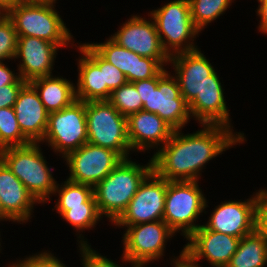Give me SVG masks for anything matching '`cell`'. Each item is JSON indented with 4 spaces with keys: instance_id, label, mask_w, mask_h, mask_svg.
<instances>
[{
    "instance_id": "d4e9b609",
    "label": "cell",
    "mask_w": 267,
    "mask_h": 267,
    "mask_svg": "<svg viewBox=\"0 0 267 267\" xmlns=\"http://www.w3.org/2000/svg\"><path fill=\"white\" fill-rule=\"evenodd\" d=\"M53 196L55 198V206L52 211L61 216L65 211L70 210V207L76 206H97L94 196V187L76 183L65 179L61 183H57Z\"/></svg>"
},
{
    "instance_id": "8d00e7d4",
    "label": "cell",
    "mask_w": 267,
    "mask_h": 267,
    "mask_svg": "<svg viewBox=\"0 0 267 267\" xmlns=\"http://www.w3.org/2000/svg\"><path fill=\"white\" fill-rule=\"evenodd\" d=\"M8 62H0V87L14 84L20 78L18 70L10 69Z\"/></svg>"
},
{
    "instance_id": "52a82bcc",
    "label": "cell",
    "mask_w": 267,
    "mask_h": 267,
    "mask_svg": "<svg viewBox=\"0 0 267 267\" xmlns=\"http://www.w3.org/2000/svg\"><path fill=\"white\" fill-rule=\"evenodd\" d=\"M151 10L147 13L153 19L162 47L169 56L200 48L195 40L201 32L191 18L189 0H168Z\"/></svg>"
},
{
    "instance_id": "ee69618b",
    "label": "cell",
    "mask_w": 267,
    "mask_h": 267,
    "mask_svg": "<svg viewBox=\"0 0 267 267\" xmlns=\"http://www.w3.org/2000/svg\"><path fill=\"white\" fill-rule=\"evenodd\" d=\"M1 244H2V238H1V233H0V253H2L1 251L3 249Z\"/></svg>"
},
{
    "instance_id": "f35d334b",
    "label": "cell",
    "mask_w": 267,
    "mask_h": 267,
    "mask_svg": "<svg viewBox=\"0 0 267 267\" xmlns=\"http://www.w3.org/2000/svg\"><path fill=\"white\" fill-rule=\"evenodd\" d=\"M23 0H0V9L7 15L13 10L18 4L22 3Z\"/></svg>"
},
{
    "instance_id": "cb8c5ba5",
    "label": "cell",
    "mask_w": 267,
    "mask_h": 267,
    "mask_svg": "<svg viewBox=\"0 0 267 267\" xmlns=\"http://www.w3.org/2000/svg\"><path fill=\"white\" fill-rule=\"evenodd\" d=\"M37 91L48 113L57 112L76 101L75 83L63 75H50L29 82Z\"/></svg>"
},
{
    "instance_id": "4dcf8cb0",
    "label": "cell",
    "mask_w": 267,
    "mask_h": 267,
    "mask_svg": "<svg viewBox=\"0 0 267 267\" xmlns=\"http://www.w3.org/2000/svg\"><path fill=\"white\" fill-rule=\"evenodd\" d=\"M18 35L7 15L0 21V62L15 60Z\"/></svg>"
},
{
    "instance_id": "7a4b0ae2",
    "label": "cell",
    "mask_w": 267,
    "mask_h": 267,
    "mask_svg": "<svg viewBox=\"0 0 267 267\" xmlns=\"http://www.w3.org/2000/svg\"><path fill=\"white\" fill-rule=\"evenodd\" d=\"M149 158L145 164L134 161L132 157L123 159L94 187L99 213L111 226L126 210L142 181L153 170L152 158Z\"/></svg>"
},
{
    "instance_id": "9c48e42d",
    "label": "cell",
    "mask_w": 267,
    "mask_h": 267,
    "mask_svg": "<svg viewBox=\"0 0 267 267\" xmlns=\"http://www.w3.org/2000/svg\"><path fill=\"white\" fill-rule=\"evenodd\" d=\"M122 228L123 255L137 267L164 259L167 242L177 234L163 221H152L133 226H115Z\"/></svg>"
},
{
    "instance_id": "d590c367",
    "label": "cell",
    "mask_w": 267,
    "mask_h": 267,
    "mask_svg": "<svg viewBox=\"0 0 267 267\" xmlns=\"http://www.w3.org/2000/svg\"><path fill=\"white\" fill-rule=\"evenodd\" d=\"M26 83L20 77L14 84L0 87V108L13 107L21 88Z\"/></svg>"
},
{
    "instance_id": "7bdbcfd3",
    "label": "cell",
    "mask_w": 267,
    "mask_h": 267,
    "mask_svg": "<svg viewBox=\"0 0 267 267\" xmlns=\"http://www.w3.org/2000/svg\"><path fill=\"white\" fill-rule=\"evenodd\" d=\"M6 16V14L0 9V21Z\"/></svg>"
},
{
    "instance_id": "30bf717a",
    "label": "cell",
    "mask_w": 267,
    "mask_h": 267,
    "mask_svg": "<svg viewBox=\"0 0 267 267\" xmlns=\"http://www.w3.org/2000/svg\"><path fill=\"white\" fill-rule=\"evenodd\" d=\"M88 142L85 102L76 100L60 111L49 113L48 125L41 144L65 158Z\"/></svg>"
},
{
    "instance_id": "d6a6232c",
    "label": "cell",
    "mask_w": 267,
    "mask_h": 267,
    "mask_svg": "<svg viewBox=\"0 0 267 267\" xmlns=\"http://www.w3.org/2000/svg\"><path fill=\"white\" fill-rule=\"evenodd\" d=\"M25 258H16V261L8 262L11 267H68L65 261L56 257L50 250L43 249L42 251L26 255ZM61 259V260H60Z\"/></svg>"
},
{
    "instance_id": "ffe728a7",
    "label": "cell",
    "mask_w": 267,
    "mask_h": 267,
    "mask_svg": "<svg viewBox=\"0 0 267 267\" xmlns=\"http://www.w3.org/2000/svg\"><path fill=\"white\" fill-rule=\"evenodd\" d=\"M104 42L89 44L109 63L125 74L128 82L156 77L164 67L155 59L142 57L120 46L110 36Z\"/></svg>"
},
{
    "instance_id": "44dd1931",
    "label": "cell",
    "mask_w": 267,
    "mask_h": 267,
    "mask_svg": "<svg viewBox=\"0 0 267 267\" xmlns=\"http://www.w3.org/2000/svg\"><path fill=\"white\" fill-rule=\"evenodd\" d=\"M215 71L205 83L204 89L189 104L190 114L199 125H222L234 131L233 120L224 94V84ZM230 116V117H229Z\"/></svg>"
},
{
    "instance_id": "ab89813d",
    "label": "cell",
    "mask_w": 267,
    "mask_h": 267,
    "mask_svg": "<svg viewBox=\"0 0 267 267\" xmlns=\"http://www.w3.org/2000/svg\"><path fill=\"white\" fill-rule=\"evenodd\" d=\"M169 261L171 262H168V264H171L172 267H190L183 262V249L179 251L178 256L173 254L172 257H169Z\"/></svg>"
},
{
    "instance_id": "ac0fdd59",
    "label": "cell",
    "mask_w": 267,
    "mask_h": 267,
    "mask_svg": "<svg viewBox=\"0 0 267 267\" xmlns=\"http://www.w3.org/2000/svg\"><path fill=\"white\" fill-rule=\"evenodd\" d=\"M201 48L191 52H181L170 56L169 65L177 78L181 95L190 104L205 87L216 68L204 55Z\"/></svg>"
},
{
    "instance_id": "f1b7e54d",
    "label": "cell",
    "mask_w": 267,
    "mask_h": 267,
    "mask_svg": "<svg viewBox=\"0 0 267 267\" xmlns=\"http://www.w3.org/2000/svg\"><path fill=\"white\" fill-rule=\"evenodd\" d=\"M30 143L19 127L14 108H0V150Z\"/></svg>"
},
{
    "instance_id": "4fadbf2b",
    "label": "cell",
    "mask_w": 267,
    "mask_h": 267,
    "mask_svg": "<svg viewBox=\"0 0 267 267\" xmlns=\"http://www.w3.org/2000/svg\"><path fill=\"white\" fill-rule=\"evenodd\" d=\"M168 181L152 170L140 184L126 210L112 224L133 226L163 220Z\"/></svg>"
},
{
    "instance_id": "f546056e",
    "label": "cell",
    "mask_w": 267,
    "mask_h": 267,
    "mask_svg": "<svg viewBox=\"0 0 267 267\" xmlns=\"http://www.w3.org/2000/svg\"><path fill=\"white\" fill-rule=\"evenodd\" d=\"M108 101L125 117L143 108L141 97L132 82H127L114 90Z\"/></svg>"
},
{
    "instance_id": "8fae6325",
    "label": "cell",
    "mask_w": 267,
    "mask_h": 267,
    "mask_svg": "<svg viewBox=\"0 0 267 267\" xmlns=\"http://www.w3.org/2000/svg\"><path fill=\"white\" fill-rule=\"evenodd\" d=\"M241 238L207 230L201 225L183 245V262L190 267H203L206 262L211 267H226L237 251Z\"/></svg>"
},
{
    "instance_id": "83f0119b",
    "label": "cell",
    "mask_w": 267,
    "mask_h": 267,
    "mask_svg": "<svg viewBox=\"0 0 267 267\" xmlns=\"http://www.w3.org/2000/svg\"><path fill=\"white\" fill-rule=\"evenodd\" d=\"M236 0H189L191 18L202 33L210 23L223 16Z\"/></svg>"
},
{
    "instance_id": "2e32d148",
    "label": "cell",
    "mask_w": 267,
    "mask_h": 267,
    "mask_svg": "<svg viewBox=\"0 0 267 267\" xmlns=\"http://www.w3.org/2000/svg\"><path fill=\"white\" fill-rule=\"evenodd\" d=\"M75 49L79 54L76 59L78 76L75 82L76 100L101 101L109 100L111 91L104 84L103 57L89 44L76 42Z\"/></svg>"
},
{
    "instance_id": "b9f144b4",
    "label": "cell",
    "mask_w": 267,
    "mask_h": 267,
    "mask_svg": "<svg viewBox=\"0 0 267 267\" xmlns=\"http://www.w3.org/2000/svg\"><path fill=\"white\" fill-rule=\"evenodd\" d=\"M1 221H5V222H7V221H11V223L13 224L14 222L4 213V211H3V209H2V206H1V203H0V222ZM2 232V229H1V231H0V233Z\"/></svg>"
},
{
    "instance_id": "5b68a950",
    "label": "cell",
    "mask_w": 267,
    "mask_h": 267,
    "mask_svg": "<svg viewBox=\"0 0 267 267\" xmlns=\"http://www.w3.org/2000/svg\"><path fill=\"white\" fill-rule=\"evenodd\" d=\"M7 17L13 22L18 37L41 38L60 49L76 46V38H73L55 4L22 2Z\"/></svg>"
},
{
    "instance_id": "836d02e7",
    "label": "cell",
    "mask_w": 267,
    "mask_h": 267,
    "mask_svg": "<svg viewBox=\"0 0 267 267\" xmlns=\"http://www.w3.org/2000/svg\"><path fill=\"white\" fill-rule=\"evenodd\" d=\"M256 220L255 230L267 239V187L255 192Z\"/></svg>"
},
{
    "instance_id": "7c38bea8",
    "label": "cell",
    "mask_w": 267,
    "mask_h": 267,
    "mask_svg": "<svg viewBox=\"0 0 267 267\" xmlns=\"http://www.w3.org/2000/svg\"><path fill=\"white\" fill-rule=\"evenodd\" d=\"M62 160L70 172L67 179L95 187L123 159L115 151L87 142Z\"/></svg>"
},
{
    "instance_id": "74e56055",
    "label": "cell",
    "mask_w": 267,
    "mask_h": 267,
    "mask_svg": "<svg viewBox=\"0 0 267 267\" xmlns=\"http://www.w3.org/2000/svg\"><path fill=\"white\" fill-rule=\"evenodd\" d=\"M259 4L257 7L256 16L260 19L258 20V26H256L261 34L267 35V0H256Z\"/></svg>"
},
{
    "instance_id": "d6986e66",
    "label": "cell",
    "mask_w": 267,
    "mask_h": 267,
    "mask_svg": "<svg viewBox=\"0 0 267 267\" xmlns=\"http://www.w3.org/2000/svg\"><path fill=\"white\" fill-rule=\"evenodd\" d=\"M173 132L174 129L167 122L152 112L140 110L127 117L128 140L136 155L153 150L152 154H155L170 139Z\"/></svg>"
},
{
    "instance_id": "e0dca14e",
    "label": "cell",
    "mask_w": 267,
    "mask_h": 267,
    "mask_svg": "<svg viewBox=\"0 0 267 267\" xmlns=\"http://www.w3.org/2000/svg\"><path fill=\"white\" fill-rule=\"evenodd\" d=\"M59 48L41 38L19 36L14 60V62L20 60L19 64L16 63L19 76L24 81L30 82L36 78L53 75L55 60L59 50H62Z\"/></svg>"
},
{
    "instance_id": "4316f807",
    "label": "cell",
    "mask_w": 267,
    "mask_h": 267,
    "mask_svg": "<svg viewBox=\"0 0 267 267\" xmlns=\"http://www.w3.org/2000/svg\"><path fill=\"white\" fill-rule=\"evenodd\" d=\"M61 220L71 225L76 232L77 245L91 244L88 242L82 233L94 230L96 225L105 218L101 216L97 206H76L70 207V210L65 211L61 216Z\"/></svg>"
},
{
    "instance_id": "ba28073f",
    "label": "cell",
    "mask_w": 267,
    "mask_h": 267,
    "mask_svg": "<svg viewBox=\"0 0 267 267\" xmlns=\"http://www.w3.org/2000/svg\"><path fill=\"white\" fill-rule=\"evenodd\" d=\"M85 112L88 142L115 151L122 159L131 158L127 117L108 100L85 102Z\"/></svg>"
},
{
    "instance_id": "3957f363",
    "label": "cell",
    "mask_w": 267,
    "mask_h": 267,
    "mask_svg": "<svg viewBox=\"0 0 267 267\" xmlns=\"http://www.w3.org/2000/svg\"><path fill=\"white\" fill-rule=\"evenodd\" d=\"M41 143L7 147L0 150V160L24 184L40 206L51 203L57 186L54 167L48 166Z\"/></svg>"
},
{
    "instance_id": "e575fe53",
    "label": "cell",
    "mask_w": 267,
    "mask_h": 267,
    "mask_svg": "<svg viewBox=\"0 0 267 267\" xmlns=\"http://www.w3.org/2000/svg\"><path fill=\"white\" fill-rule=\"evenodd\" d=\"M103 77L104 84H107V88L113 92L120 86L127 83V78L117 67L109 63L103 58Z\"/></svg>"
},
{
    "instance_id": "277c9868",
    "label": "cell",
    "mask_w": 267,
    "mask_h": 267,
    "mask_svg": "<svg viewBox=\"0 0 267 267\" xmlns=\"http://www.w3.org/2000/svg\"><path fill=\"white\" fill-rule=\"evenodd\" d=\"M165 67L156 77L133 82L142 110L157 114L174 130L184 129L192 117L189 104L181 95L177 78Z\"/></svg>"
},
{
    "instance_id": "1f68e13d",
    "label": "cell",
    "mask_w": 267,
    "mask_h": 267,
    "mask_svg": "<svg viewBox=\"0 0 267 267\" xmlns=\"http://www.w3.org/2000/svg\"><path fill=\"white\" fill-rule=\"evenodd\" d=\"M78 247L76 248L80 253V265L82 267H124V265L127 266V264H129L130 267H137L133 265L123 254L120 256V259L122 258V265H119V263H116L117 261H114L113 259L111 260L110 258H107V256H103L97 250H94V248L91 247V244L78 245Z\"/></svg>"
},
{
    "instance_id": "8992f818",
    "label": "cell",
    "mask_w": 267,
    "mask_h": 267,
    "mask_svg": "<svg viewBox=\"0 0 267 267\" xmlns=\"http://www.w3.org/2000/svg\"><path fill=\"white\" fill-rule=\"evenodd\" d=\"M199 181H168L163 221L187 239L202 224L197 223L209 207Z\"/></svg>"
},
{
    "instance_id": "603a6c76",
    "label": "cell",
    "mask_w": 267,
    "mask_h": 267,
    "mask_svg": "<svg viewBox=\"0 0 267 267\" xmlns=\"http://www.w3.org/2000/svg\"><path fill=\"white\" fill-rule=\"evenodd\" d=\"M13 108L23 135L31 143H41L47 129L49 113L29 82L21 88Z\"/></svg>"
},
{
    "instance_id": "5bb4252c",
    "label": "cell",
    "mask_w": 267,
    "mask_h": 267,
    "mask_svg": "<svg viewBox=\"0 0 267 267\" xmlns=\"http://www.w3.org/2000/svg\"><path fill=\"white\" fill-rule=\"evenodd\" d=\"M140 15L137 13L129 16L119 25L117 31L109 36L123 48L142 57L153 58L164 68L170 67V56L162 47L153 19L149 14L148 19Z\"/></svg>"
},
{
    "instance_id": "9a60e30c",
    "label": "cell",
    "mask_w": 267,
    "mask_h": 267,
    "mask_svg": "<svg viewBox=\"0 0 267 267\" xmlns=\"http://www.w3.org/2000/svg\"><path fill=\"white\" fill-rule=\"evenodd\" d=\"M242 200H224L217 204L202 225L211 231L242 238L255 231V193Z\"/></svg>"
},
{
    "instance_id": "60d3db41",
    "label": "cell",
    "mask_w": 267,
    "mask_h": 267,
    "mask_svg": "<svg viewBox=\"0 0 267 267\" xmlns=\"http://www.w3.org/2000/svg\"><path fill=\"white\" fill-rule=\"evenodd\" d=\"M59 0H23V2L27 3H49V4H55L58 3Z\"/></svg>"
},
{
    "instance_id": "484cf974",
    "label": "cell",
    "mask_w": 267,
    "mask_h": 267,
    "mask_svg": "<svg viewBox=\"0 0 267 267\" xmlns=\"http://www.w3.org/2000/svg\"><path fill=\"white\" fill-rule=\"evenodd\" d=\"M226 267H267V239L256 230L243 236Z\"/></svg>"
},
{
    "instance_id": "7402d4cb",
    "label": "cell",
    "mask_w": 267,
    "mask_h": 267,
    "mask_svg": "<svg viewBox=\"0 0 267 267\" xmlns=\"http://www.w3.org/2000/svg\"><path fill=\"white\" fill-rule=\"evenodd\" d=\"M0 203L4 213L18 225L31 222L38 202L24 184L0 160Z\"/></svg>"
},
{
    "instance_id": "6da1fadb",
    "label": "cell",
    "mask_w": 267,
    "mask_h": 267,
    "mask_svg": "<svg viewBox=\"0 0 267 267\" xmlns=\"http://www.w3.org/2000/svg\"><path fill=\"white\" fill-rule=\"evenodd\" d=\"M193 133L174 130L170 139L151 156L153 170L167 181H199L210 160L247 143L243 131L222 125H199Z\"/></svg>"
}]
</instances>
